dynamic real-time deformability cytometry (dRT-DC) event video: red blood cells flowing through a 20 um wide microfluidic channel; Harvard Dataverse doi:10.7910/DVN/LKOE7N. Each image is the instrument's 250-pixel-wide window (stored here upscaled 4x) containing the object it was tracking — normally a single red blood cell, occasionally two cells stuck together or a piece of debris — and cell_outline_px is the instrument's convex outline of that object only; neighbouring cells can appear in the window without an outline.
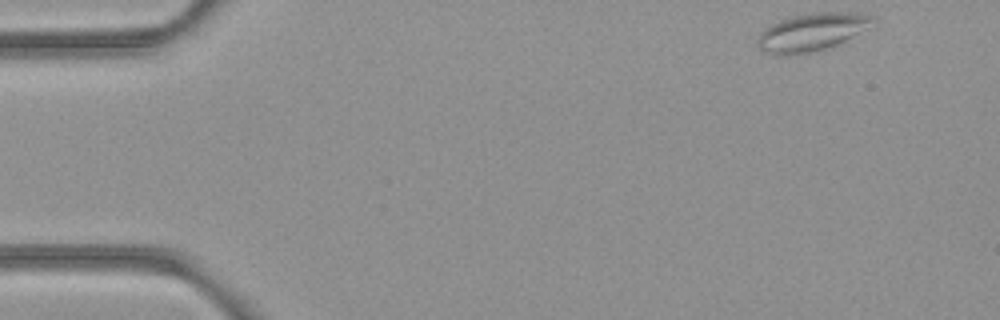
{"species": "common noctule bat (a hibernating species)", "species_latin": "Nyctalus noctula", "temperature_condition": "room temperature", "stored_images_in_passage": 49, "camera_frame_rate_fps": 3000, "um_per_image_px": 0.085, "animal": {"sex": "female", "body_mass_g": 21.9}, "frame": {"image": 1, "passage_image": 1, "time_ms": 0.0, "image_size_px": [1000, 320], "cell_outline_px": [[880, 24], [836, 44], [812, 52], [784, 56], [776, 56], [764, 52], [756, 44], [756, 40], [760, 32], [772, 24], [780, 20], [792, 16], [812, 12], [848, 12], [872, 16]], "centroid_in_image_um": [69.02, 2.73], "position_along_channel_um": 16.0, "area_um2": 25.72}}
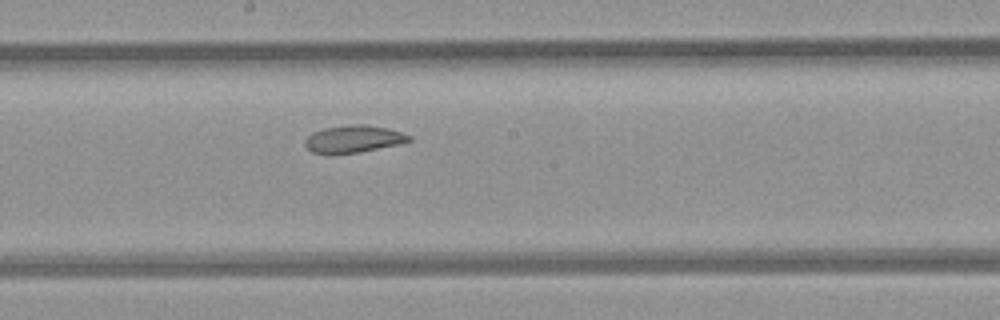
{"frame": {"image": 2, "passage_image": 25, "time_ms": 8.0, "image_size_px": [1000, 320], "cell_outline_px": [[412, 140], [400, 144], [360, 152], [332, 156], [328, 156], [312, 152], [304, 144], [304, 140], [312, 132], [324, 128], [348, 124], [368, 124], [388, 128], [412, 136]], "centroid_in_image_um": [30.01, 11.83], "position_along_channel_um": 218.2, "area_um2": 17.11}}
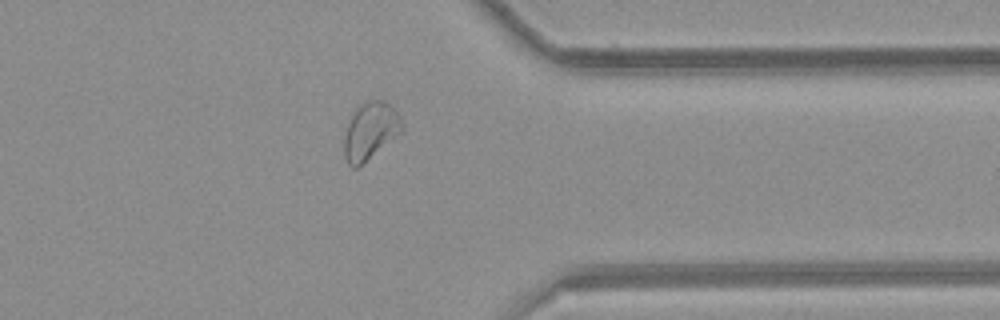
{"frame": {"image": 3, "passage_image": 38, "time_ms": 12.333, "image_size_px": [1000, 320], "cell_outline_px": [[404, 132], [356, 168], [352, 168], [348, 164], [344, 156], [344, 136], [348, 120], [356, 108], [360, 104], [368, 100], [384, 100], [396, 108], [400, 116], [404, 128]], "centroid_in_image_um": [31.5, 11.11], "position_along_channel_um": 379.9, "area_um2": 19.71}, "authors_computed_cell_mechanics": {"area_um2": 20.2878, "velocity_mm_per_s": 3.9454, "shape_relaxation_time_tau1_ms": null, "shape_relaxation_time_tau2_ms": 3.9482, "deformation_change_tau1": null, "deformation_change_tau2": 0.0937}}